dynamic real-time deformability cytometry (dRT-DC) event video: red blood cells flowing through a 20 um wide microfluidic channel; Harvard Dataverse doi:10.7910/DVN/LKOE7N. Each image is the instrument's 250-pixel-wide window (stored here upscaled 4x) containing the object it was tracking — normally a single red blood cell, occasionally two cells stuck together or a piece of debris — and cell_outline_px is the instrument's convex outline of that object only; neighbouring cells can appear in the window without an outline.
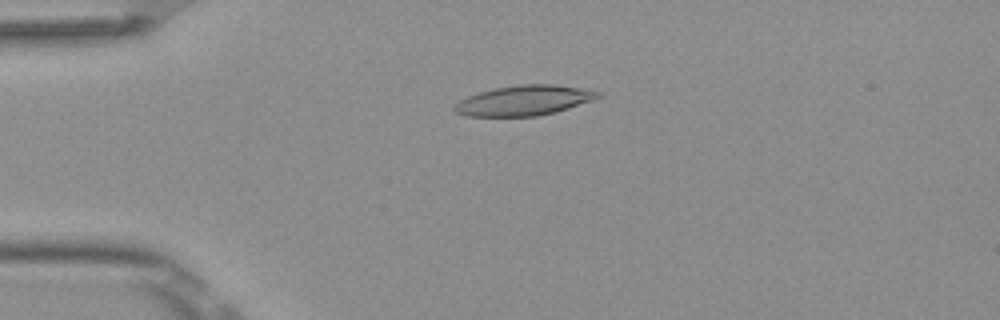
{"species": "Egyptian fruit bat (a non-hibernating species)", "species_latin": "Rousettus aegyptiacus", "temperature_condition": "room temperature", "stored_images_in_passage": 53, "camera_frame_rate_fps": 3000, "um_per_image_px": 0.085, "frame": {"image": 1, "passage_image": 13, "time_ms": 4.0, "image_size_px": [1000, 320], "cell_outline_px": [[600, 96], [592, 100], [556, 112], [536, 116], [468, 116], [456, 112], [452, 108], [460, 100], [468, 96], [480, 92], [496, 88], [516, 84], [556, 84], [580, 88], [600, 92]], "centroid_in_image_um": [44.53, 8.53], "position_along_channel_um": 40.5, "area_um2": 24.91}}
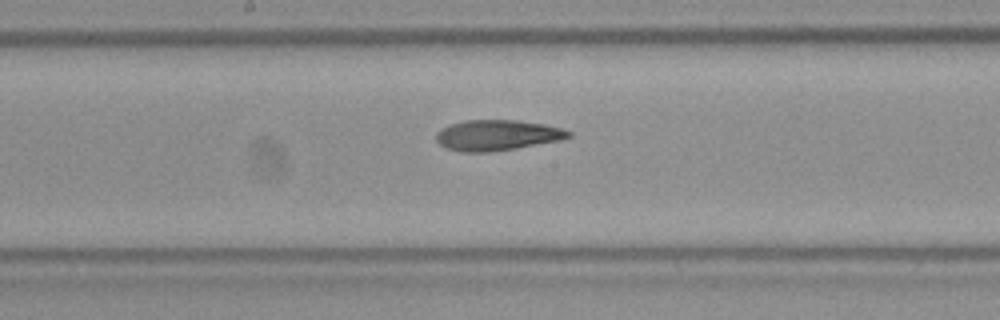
{"frame": {"image": 2, "passage_image": 28, "time_ms": 9.0, "image_size_px": [1000, 320], "cell_outline_px": [[572, 136], [560, 140], [516, 148], [488, 152], [460, 152], [448, 148], [440, 144], [436, 140], [436, 132], [440, 128], [448, 124], [464, 120], [516, 120], [544, 124], [560, 128], [572, 132]], "centroid_in_image_um": [42.22, 11.48], "position_along_channel_um": 206.0, "area_um2": 23.64}}
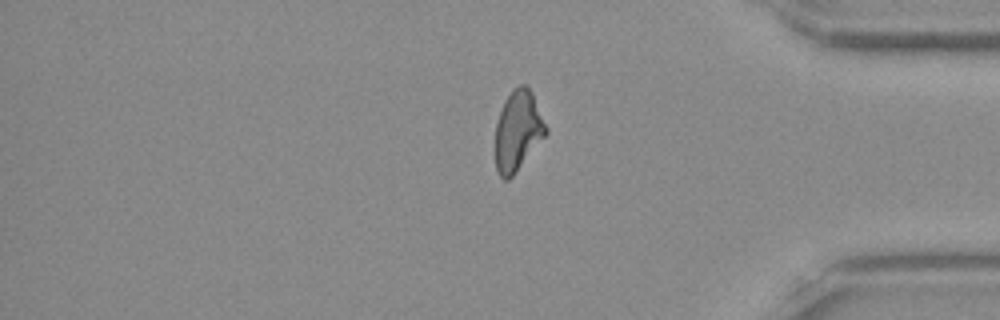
{"frame": {"image": 3, "passage_image": 44, "time_ms": 14.333, "image_size_px": [1000, 320], "cell_outline_px": [[548, 132], [516, 172], [508, 180], [504, 180], [500, 176], [496, 168], [496, 124], [504, 100], [512, 88], [520, 84], [524, 84], [532, 92], [548, 128]], "centroid_in_image_um": [44.02, 11.09], "position_along_channel_um": 391.2, "area_um2": 23.52}, "authors_computed_cell_mechanics": {"area_um2": 23.8136, "velocity_mm_per_s": 3.8801, "shape_relaxation_time_tau1_ms": null, "shape_relaxation_time_tau2_ms": 5.8621, "deformation_change_tau1": null, "deformation_change_tau2": 0.1535}}